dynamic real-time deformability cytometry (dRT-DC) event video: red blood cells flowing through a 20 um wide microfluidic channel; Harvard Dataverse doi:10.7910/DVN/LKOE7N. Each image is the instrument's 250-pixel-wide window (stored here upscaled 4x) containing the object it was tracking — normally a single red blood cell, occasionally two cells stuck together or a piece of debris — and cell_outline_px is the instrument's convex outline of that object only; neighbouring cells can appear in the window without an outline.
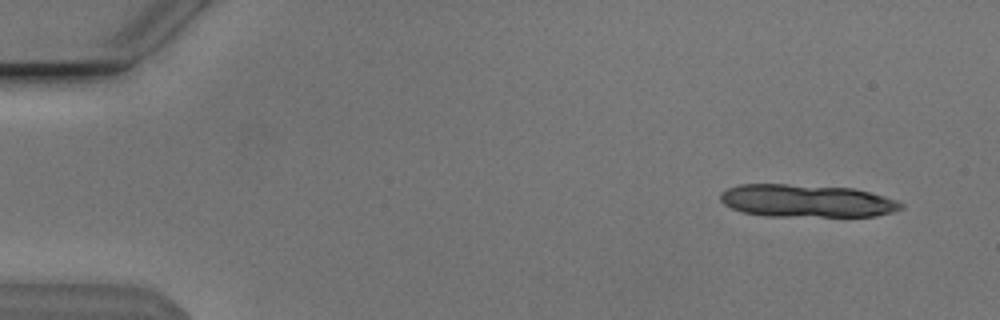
{"species": "Egyptian fruit bat (a non-hibernating species)", "species_latin": "Rousettus aegyptiacus", "temperature_condition": "cold", "stored_images_in_passage": 10, "camera_frame_rate_fps": 3000, "um_per_image_px": 0.085, "animal": {"sex": "male"}, "frame": {"image": 1, "passage_image": 1, "time_ms": 0.0, "image_size_px": [1000, 320], "cell_outline_px": [[904, 208], [892, 212], [876, 216], [764, 216], [744, 212], [732, 208], [724, 204], [720, 200], [720, 192], [728, 188], [740, 184], [784, 184], [852, 188], [884, 196], [896, 200], [904, 204]], "centroid_in_image_um": [68.55, 17.07], "position_along_channel_um": 16.4, "area_um2": 34.39}}